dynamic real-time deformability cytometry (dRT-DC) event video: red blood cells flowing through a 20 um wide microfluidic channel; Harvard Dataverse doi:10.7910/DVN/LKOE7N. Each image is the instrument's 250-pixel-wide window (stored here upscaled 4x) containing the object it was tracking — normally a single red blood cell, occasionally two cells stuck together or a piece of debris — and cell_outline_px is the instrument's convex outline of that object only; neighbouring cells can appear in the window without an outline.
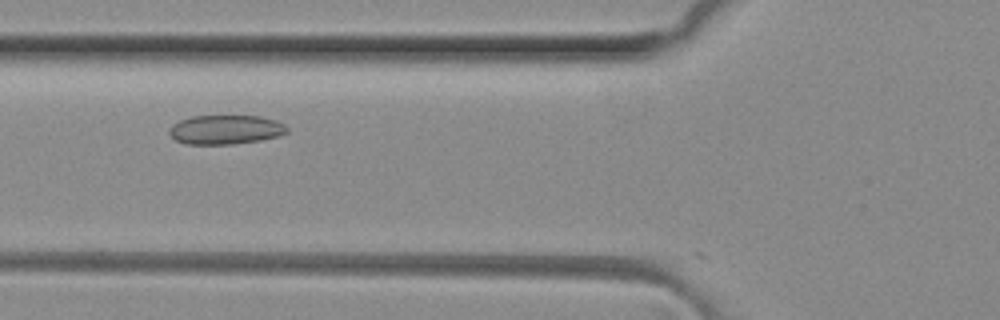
{"species": "common noctule bat (a hibernating species)", "species_latin": "Nyctalus noctula", "temperature_condition": "room temperature", "stored_images_in_passage": 11, "camera_frame_rate_fps": 3000, "um_per_image_px": 0.085, "animal": {"sex": "female", "body_mass_g": 29.2, "forearm_length_mm": 56.3}, "frame": {"image": 1, "passage_image": 6, "time_ms": 1.667, "image_size_px": [1000, 320], "cell_outline_px": [[288, 132], [280, 136], [260, 140], [232, 144], [188, 144], [176, 140], [168, 132], [172, 124], [180, 120], [192, 116], [260, 116], [276, 120], [284, 124], [288, 128]], "centroid_in_image_um": [19.2, 11.01], "position_along_channel_um": 106.6, "area_um2": 20.06}}
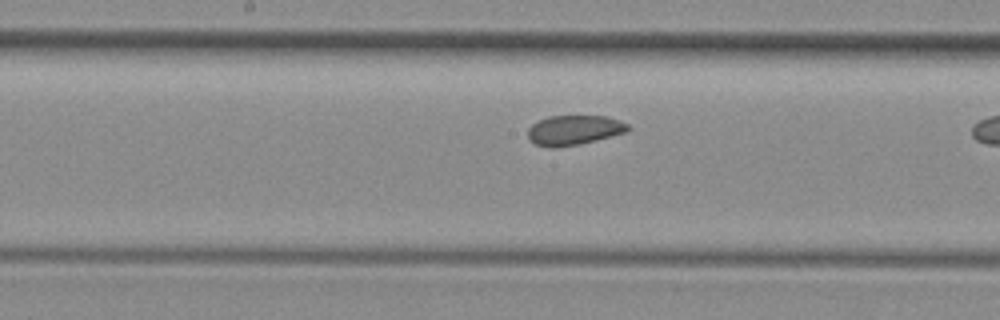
{"frame": {"image": 2, "passage_image": 10, "time_ms": 3.0, "image_size_px": [1000, 320], "cell_outline_px": [[632, 128], [628, 132], [580, 144], [552, 148], [536, 144], [528, 140], [528, 128], [532, 124], [548, 116], [608, 116], [620, 120], [628, 124]], "centroid_in_image_um": [48.82, 11.06], "position_along_channel_um": 199.4, "area_um2": 17.51}}